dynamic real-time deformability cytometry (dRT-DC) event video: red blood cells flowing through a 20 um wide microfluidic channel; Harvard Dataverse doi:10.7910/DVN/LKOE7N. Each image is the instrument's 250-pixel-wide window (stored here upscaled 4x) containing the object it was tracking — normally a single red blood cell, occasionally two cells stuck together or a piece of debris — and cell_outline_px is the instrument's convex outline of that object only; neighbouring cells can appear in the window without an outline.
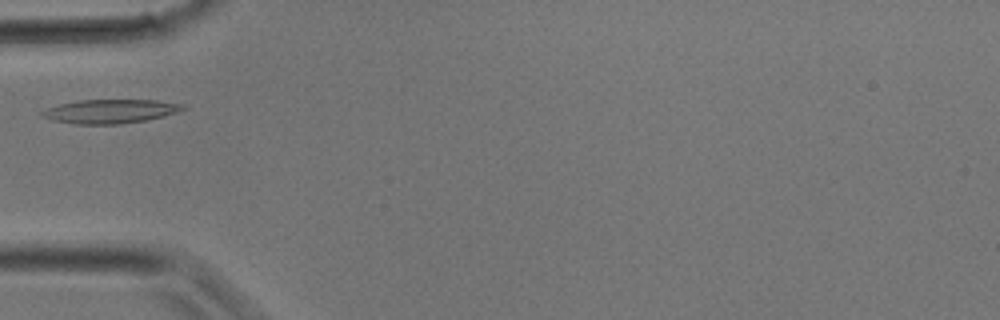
{"species": "common noctule bat (a hibernating species)", "species_latin": "Nyctalus noctula", "temperature_condition": "room temperature", "stored_images_in_passage": 26, "camera_frame_rate_fps": 3000, "um_per_image_px": 0.085, "animal": {"sex": "male", "body_mass_g": 17.9}, "frame": {"image": 1, "passage_image": 4, "time_ms": 1.0, "image_size_px": [1000, 320], "cell_outline_px": [[188, 108], [164, 116], [144, 120], [120, 124], [76, 124], [52, 120], [40, 116], [40, 112], [48, 108], [60, 104], [76, 100], [156, 100], [184, 104]], "centroid_in_image_um": [9.37, 9.46], "position_along_channel_um": 75.6, "area_um2": 19.59}}
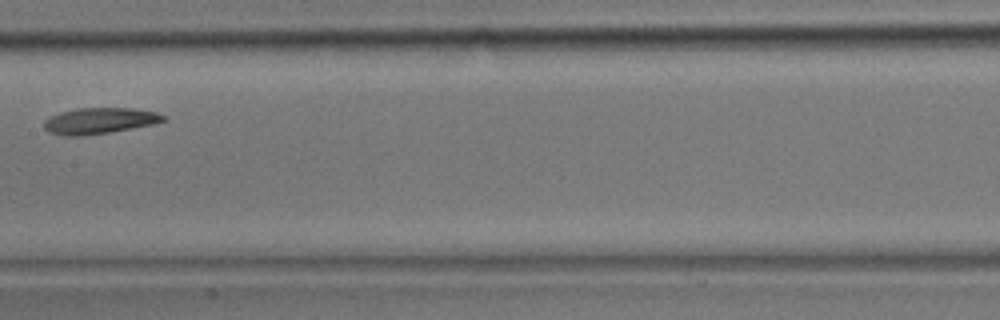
{"frame": {"image": 2, "passage_image": 10, "time_ms": 3.0, "image_size_px": [1000, 320], "cell_outline_px": [[168, 120], [152, 124], [112, 132], [84, 136], [64, 136], [48, 132], [44, 128], [44, 120], [60, 112], [80, 108], [132, 108], [156, 112], [164, 116]], "centroid_in_image_um": [8.45, 10.28], "position_along_channel_um": 199.0, "area_um2": 18.15}}
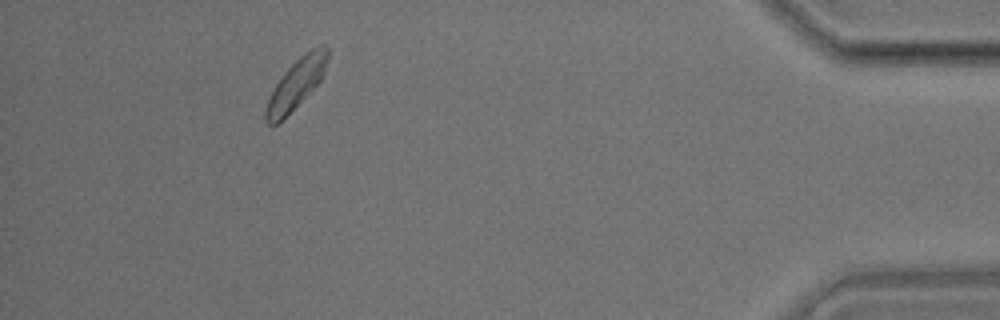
{"frame": {"image": 3, "passage_image": 23, "time_ms": 7.333, "image_size_px": [1000, 320], "cell_outline_px": [[328, 60], [324, 72], [320, 80], [272, 128], [264, 120], [264, 112], [268, 100], [276, 84], [284, 72], [304, 52], [320, 44], [324, 44], [328, 48]], "centroid_in_image_um": [25.17, 7.08], "position_along_channel_um": 410.0, "area_um2": 17.34}}